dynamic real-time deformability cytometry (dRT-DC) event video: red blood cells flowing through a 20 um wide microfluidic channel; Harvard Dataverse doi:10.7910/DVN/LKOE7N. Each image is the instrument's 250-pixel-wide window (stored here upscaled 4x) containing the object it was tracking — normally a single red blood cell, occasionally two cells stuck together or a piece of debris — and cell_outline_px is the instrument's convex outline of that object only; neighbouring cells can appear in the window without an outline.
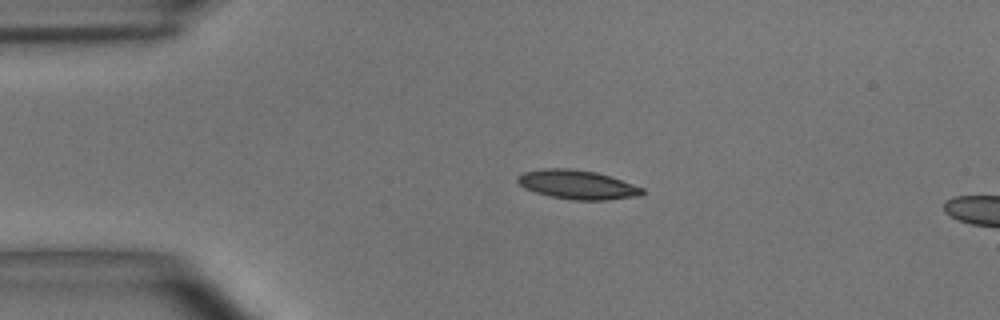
{"species": "common noctule bat (a hibernating species)", "species_latin": "Nyctalus noctula", "temperature_condition": "room temperature", "stored_images_in_passage": 2, "camera_frame_rate_fps": 3000, "um_per_image_px": 0.085, "animal": {"sex": "male", "body_mass_g": 15.6}, "frame": {"image": 1, "passage_image": 1, "time_ms": 0.0, "image_size_px": [1000, 320], "cell_outline_px": [[644, 192], [640, 196], [604, 200], [576, 200], [552, 196], [536, 192], [520, 184], [516, 180], [524, 172], [544, 168], [572, 168], [596, 172], [644, 188]], "centroid_in_image_um": [49.11, 15.69], "position_along_channel_um": 35.9, "area_um2": 20.69}}